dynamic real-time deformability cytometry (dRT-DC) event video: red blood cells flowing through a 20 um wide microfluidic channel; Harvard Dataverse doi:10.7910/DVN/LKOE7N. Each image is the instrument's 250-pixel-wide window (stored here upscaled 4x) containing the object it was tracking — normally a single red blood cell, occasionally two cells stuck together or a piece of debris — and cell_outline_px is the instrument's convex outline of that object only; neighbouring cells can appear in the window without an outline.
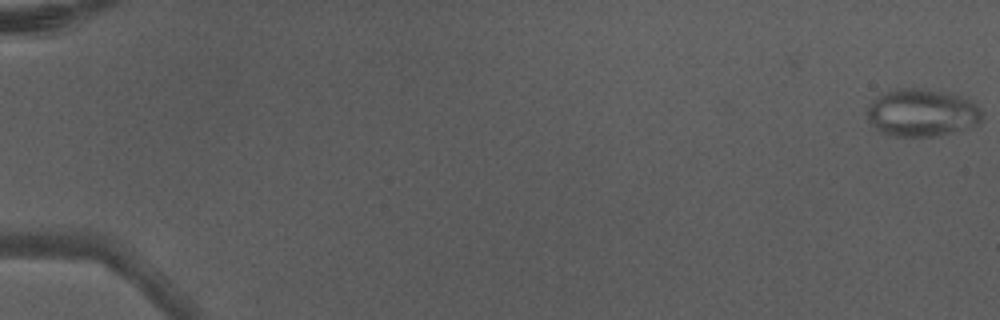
{"species": "Egyptian fruit bat (a non-hibernating species)", "species_latin": "Rousettus aegyptiacus", "temperature_condition": "warm", "stored_images_in_passage": 6, "camera_frame_rate_fps": 3000, "um_per_image_px": 0.085, "animal": {"sex": "male"}, "frame": {"image": 1, "passage_image": 1, "time_ms": 0.0, "image_size_px": [1000, 320], "cell_outline_px": [[980, 124], [968, 128], [936, 136], [892, 136], [880, 132], [868, 120], [868, 104], [876, 96], [896, 88], [924, 88], [948, 92], [960, 96], [968, 100], [980, 108]], "centroid_in_image_um": [78.33, 9.57], "position_along_channel_um": 6.7, "area_um2": 31.91}}